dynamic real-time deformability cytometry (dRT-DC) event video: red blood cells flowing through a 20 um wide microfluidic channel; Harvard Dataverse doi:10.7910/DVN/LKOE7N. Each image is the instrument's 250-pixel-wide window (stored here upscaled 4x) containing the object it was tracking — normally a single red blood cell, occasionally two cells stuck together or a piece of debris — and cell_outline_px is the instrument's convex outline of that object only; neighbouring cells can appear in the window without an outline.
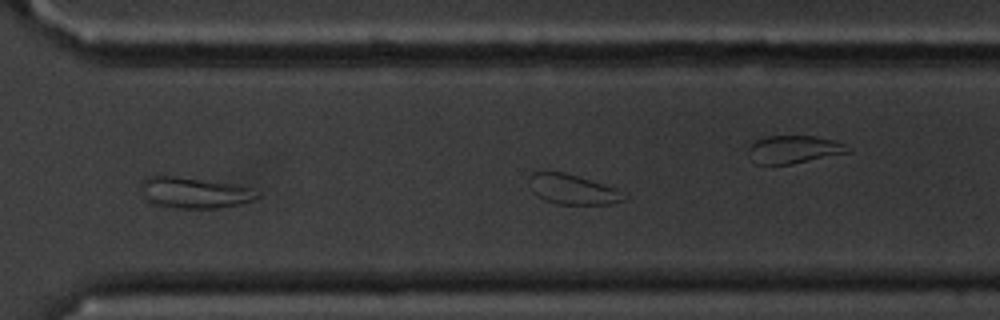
{"species": "common noctule bat (a hibernating species)", "species_latin": "Nyctalus noctula", "temperature_condition": "cold", "stored_images_in_passage": 26, "camera_frame_rate_fps": 3000, "um_per_image_px": 0.085, "animal": {"sex": "male", "body_mass_g": 20.1, "forearm_length_mm": 53.5}, "frame": {"image": 1, "passage_image": 26, "time_ms": 8.333, "image_size_px": [1000, 320], "cell_outline_px": [[628, 196], [624, 200], [612, 204], [556, 204], [544, 200], [536, 196], [532, 192], [528, 180], [528, 176], [532, 172], [564, 172], [616, 188]], "centroid_in_image_um": [48.64, 16.11], "position_along_channel_um": 322.0, "area_um2": 16.65}}